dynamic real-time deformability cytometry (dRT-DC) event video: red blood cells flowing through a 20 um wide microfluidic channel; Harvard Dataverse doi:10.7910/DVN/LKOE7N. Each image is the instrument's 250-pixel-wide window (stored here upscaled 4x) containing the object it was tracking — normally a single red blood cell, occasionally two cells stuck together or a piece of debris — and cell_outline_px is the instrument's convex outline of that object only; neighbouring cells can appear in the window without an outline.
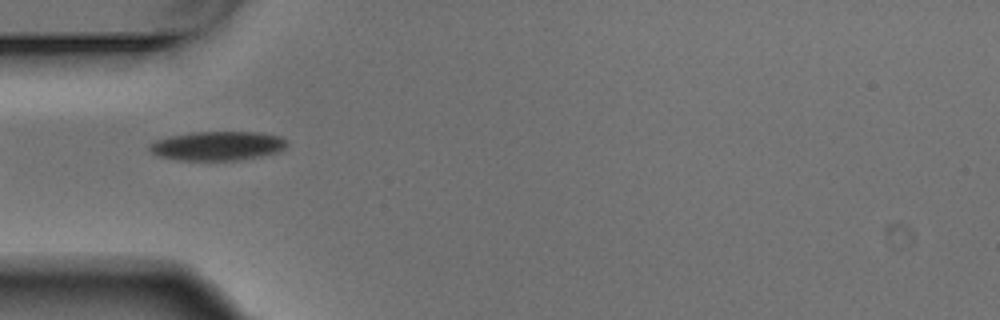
{"species": "Egyptian fruit bat (a non-hibernating species)", "species_latin": "Rousettus aegyptiacus", "temperature_condition": "warm", "stored_images_in_passage": 4, "camera_frame_rate_fps": 3000, "um_per_image_px": 0.085, "animal": {"sex": "male"}, "frame": {"image": 1, "passage_image": 4, "time_ms": 1.0, "image_size_px": [1000, 320], "cell_outline_px": [[288, 144], [280, 152], [240, 160], [176, 160], [156, 156], [148, 148], [148, 144], [156, 140], [172, 136], [192, 132], [260, 132], [280, 136], [288, 140]], "centroid_in_image_um": [18.51, 12.4], "position_along_channel_um": 66.5, "area_um2": 23.52}}